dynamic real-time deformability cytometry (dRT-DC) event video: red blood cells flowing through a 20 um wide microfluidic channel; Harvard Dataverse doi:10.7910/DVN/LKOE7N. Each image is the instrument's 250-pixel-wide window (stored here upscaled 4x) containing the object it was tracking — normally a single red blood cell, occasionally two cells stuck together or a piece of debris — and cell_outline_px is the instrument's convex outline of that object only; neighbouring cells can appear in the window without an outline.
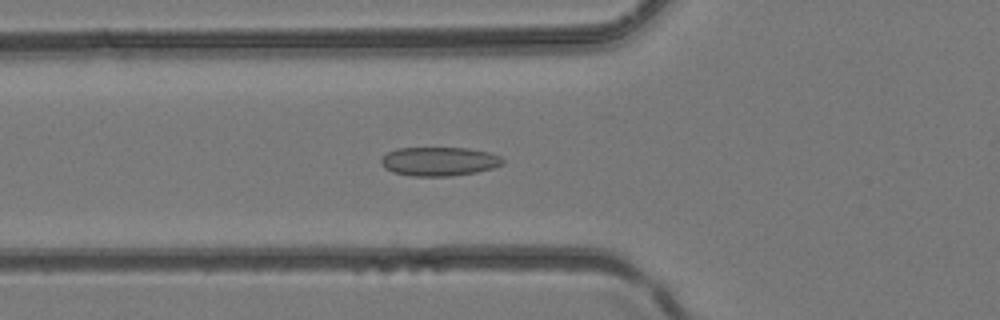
{"species": "common noctule bat (a hibernating species)", "species_latin": "Nyctalus noctula", "temperature_condition": "room temperature", "stored_images_in_passage": 41, "camera_frame_rate_fps": 3000, "um_per_image_px": 0.085, "animal": {"sex": "female", "body_mass_g": 24.6, "forearm_length_mm": 56.2}, "frame": {"image": 1, "passage_image": 14, "time_ms": 4.333, "image_size_px": [1000, 320], "cell_outline_px": [[504, 164], [492, 168], [476, 172], [452, 176], [412, 176], [392, 172], [384, 168], [380, 160], [388, 152], [396, 148], [468, 148], [492, 152], [500, 156], [504, 160]], "centroid_in_image_um": [37.35, 13.72], "position_along_channel_um": 88.4, "area_um2": 20.63}}
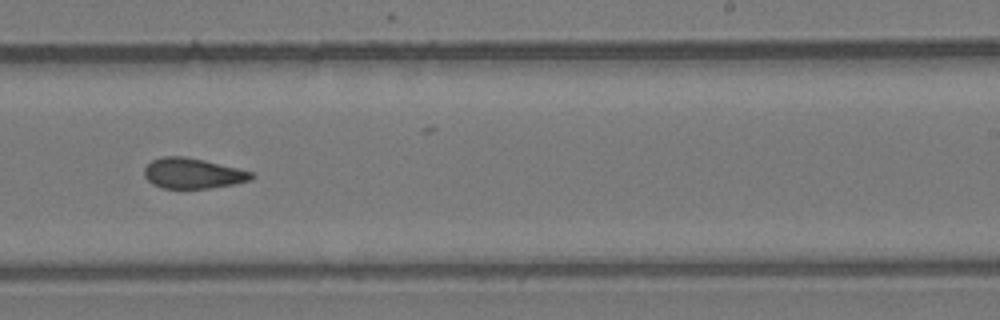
{"frame": {"image": 2, "passage_image": 25, "time_ms": 8.0, "image_size_px": [1000, 320], "cell_outline_px": [[252, 180], [236, 184], [208, 188], [164, 188], [152, 184], [144, 176], [144, 168], [152, 160], [164, 156], [184, 156], [204, 160], [252, 172]], "centroid_in_image_um": [16.36, 14.73], "position_along_channel_um": 272.6, "area_um2": 18.84}}
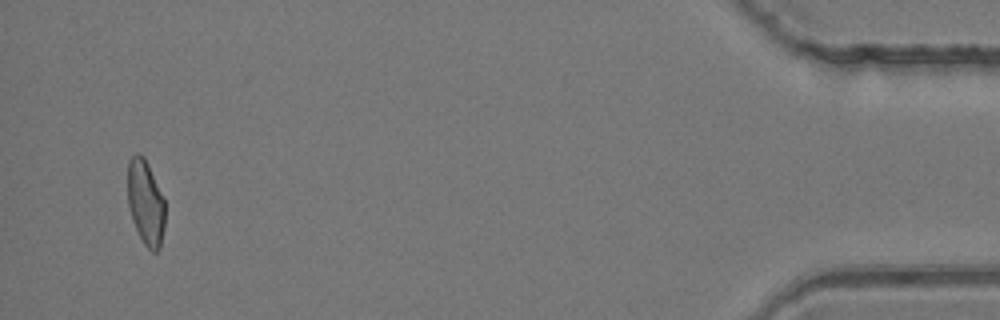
{"frame": {"image": 3, "passage_image": 39, "time_ms": 12.667, "image_size_px": [1000, 320], "cell_outline_px": [[164, 228], [160, 248], [156, 252], [152, 252], [144, 244], [132, 220], [128, 204], [128, 160], [136, 152], [140, 152], [144, 156], [164, 196]], "centroid_in_image_um": [12.38, 17.19], "position_along_channel_um": 422.8, "area_um2": 18.67}}